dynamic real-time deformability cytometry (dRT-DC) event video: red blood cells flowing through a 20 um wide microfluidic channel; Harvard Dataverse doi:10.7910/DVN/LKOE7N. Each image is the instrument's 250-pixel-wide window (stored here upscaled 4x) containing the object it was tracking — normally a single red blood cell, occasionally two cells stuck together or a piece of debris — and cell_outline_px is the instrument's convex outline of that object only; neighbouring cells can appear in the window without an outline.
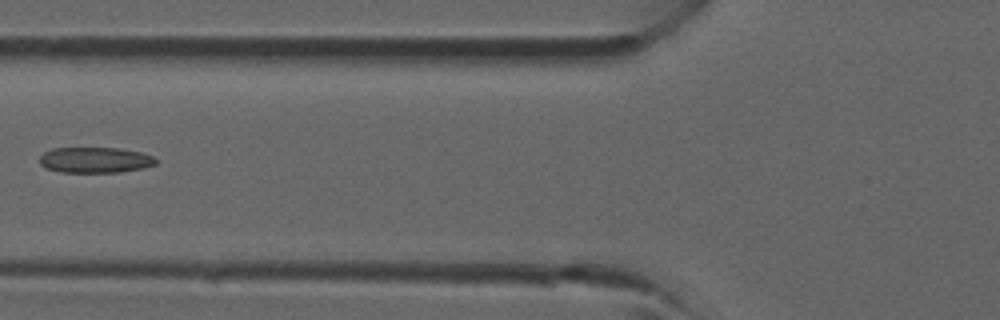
{"species": "common noctule bat (a hibernating species)", "species_latin": "Nyctalus noctula", "temperature_condition": "room temperature", "stored_images_in_passage": 4, "camera_frame_rate_fps": 3000, "um_per_image_px": 0.085, "animal": {"sex": "male", "forearm_length_mm": 52.5}, "frame": {"image": 1, "passage_image": 4, "time_ms": 4.333, "image_size_px": [1000, 320], "cell_outline_px": [[156, 164], [144, 168], [116, 172], [60, 172], [44, 168], [40, 164], [40, 156], [44, 152], [52, 148], [120, 148], [140, 152], [152, 156], [156, 160]], "centroid_in_image_um": [8.05, 13.6], "position_along_channel_um": 117.7, "area_um2": 17.4}}